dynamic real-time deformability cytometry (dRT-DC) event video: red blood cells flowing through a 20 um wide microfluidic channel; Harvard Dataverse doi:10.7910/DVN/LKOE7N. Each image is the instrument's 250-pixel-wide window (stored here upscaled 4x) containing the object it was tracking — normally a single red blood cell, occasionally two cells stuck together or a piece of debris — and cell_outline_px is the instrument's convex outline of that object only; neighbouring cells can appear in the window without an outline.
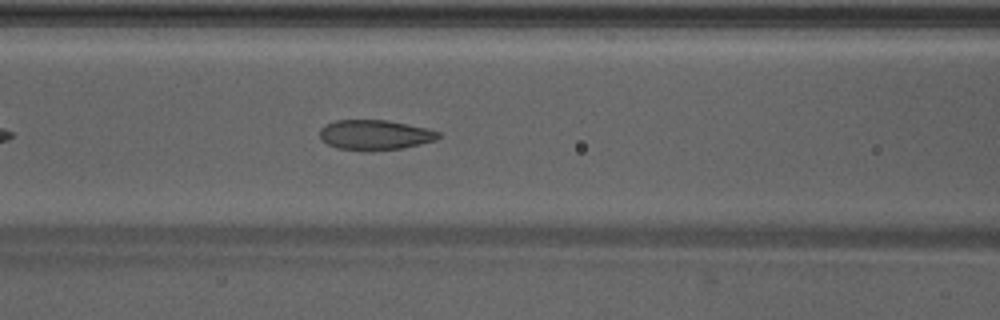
{"species": "Egyptian fruit bat (a non-hibernating species)", "species_latin": "Rousettus aegyptiacus", "temperature_condition": "warm", "stored_images_in_passage": 31, "camera_frame_rate_fps": 3000, "um_per_image_px": 0.085, "animal": {"sex": "male"}, "frame": {"image": 1, "passage_image": 9, "time_ms": 2.667, "image_size_px": [1000, 320], "cell_outline_px": [[440, 136], [436, 140], [420, 144], [400, 148], [336, 148], [320, 140], [320, 128], [324, 124], [336, 120], [388, 120], [428, 128], [440, 132]], "centroid_in_image_um": [31.87, 11.41], "position_along_channel_um": 134.7, "area_um2": 20.17}}
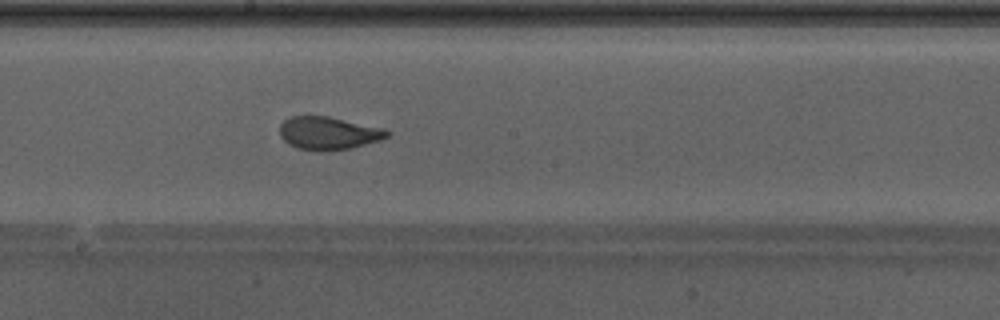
{"frame": {"image": 2, "passage_image": 15, "time_ms": 4.667, "image_size_px": [1000, 320], "cell_outline_px": [[388, 136], [380, 140], [352, 148], [296, 148], [288, 144], [280, 136], [280, 124], [284, 120], [292, 116], [328, 116], [384, 128], [388, 132]], "centroid_in_image_um": [27.91, 11.27], "position_along_channel_um": 220.3, "area_um2": 19.88}}
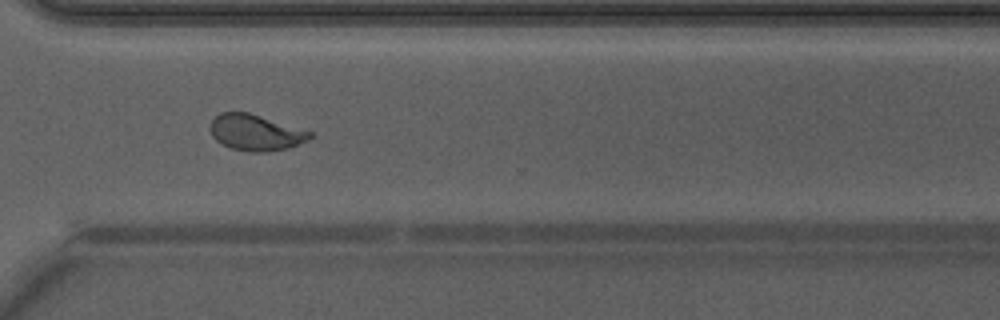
{"frame": {"image": 3, "passage_image": 24, "time_ms": 7.667, "image_size_px": [1000, 320], "cell_outline_px": [[312, 136], [308, 140], [288, 148], [268, 152], [248, 152], [232, 148], [216, 140], [212, 136], [208, 128], [212, 120], [220, 112], [248, 112], [312, 132]], "centroid_in_image_um": [21.7, 11.27], "position_along_channel_um": 348.9, "area_um2": 20.87}, "authors_computed_cell_mechanics": {"area_um2": 20.8658, "velocity_mm_per_s": 4.2914, "shape_relaxation_time_tau1_ms": null, "shape_relaxation_time_tau2_ms": 0.7241, "deformation_change_tau1": null, "deformation_change_tau2": 0.0697}}